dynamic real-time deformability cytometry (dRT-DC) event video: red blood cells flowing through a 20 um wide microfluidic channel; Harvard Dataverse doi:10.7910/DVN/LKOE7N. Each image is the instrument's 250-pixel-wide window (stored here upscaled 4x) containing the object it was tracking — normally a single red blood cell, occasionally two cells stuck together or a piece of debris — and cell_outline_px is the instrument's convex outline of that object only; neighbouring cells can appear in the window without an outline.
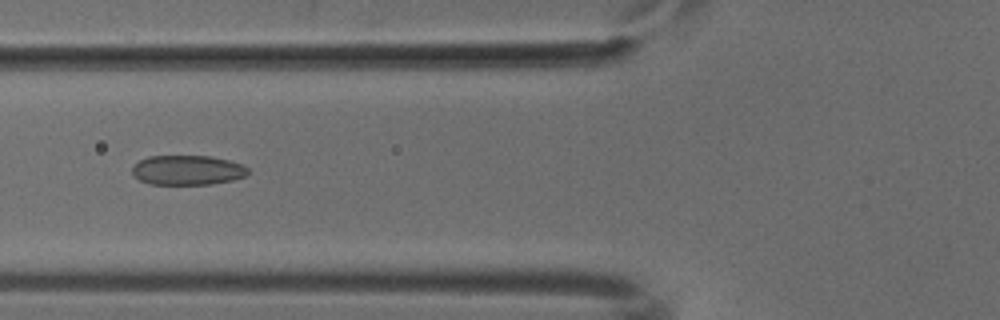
{"species": "common noctule bat (a hibernating species)", "species_latin": "Nyctalus noctula", "temperature_condition": "cold", "stored_images_in_passage": 49, "camera_frame_rate_fps": 3000, "um_per_image_px": 0.085, "animal": {"sex": "male", "body_mass_g": 18.8}, "frame": {"image": 1, "passage_image": 20, "time_ms": 6.333, "image_size_px": [1000, 320], "cell_outline_px": [[248, 172], [244, 176], [232, 180], [212, 184], [152, 184], [140, 180], [132, 172], [132, 168], [140, 160], [148, 156], [208, 156], [228, 160], [244, 164], [248, 168]], "centroid_in_image_um": [15.96, 14.45], "position_along_channel_um": 109.8, "area_um2": 19.88}}
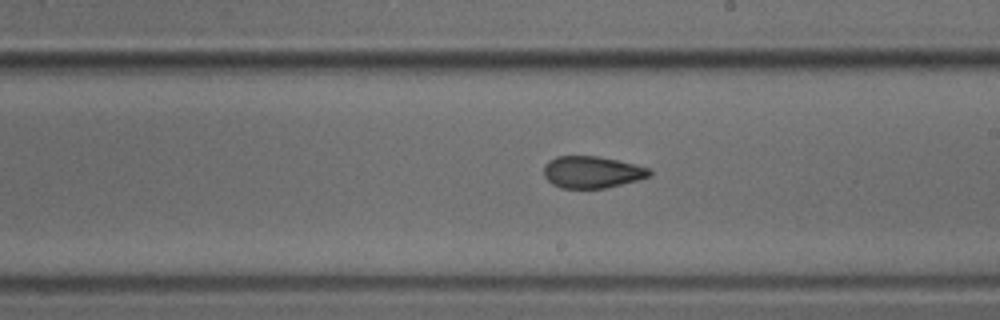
{"frame": {"image": 2, "passage_image": 30, "time_ms": 9.667, "image_size_px": [1000, 320], "cell_outline_px": [[652, 176], [640, 180], [608, 188], [560, 188], [552, 184], [544, 176], [544, 164], [548, 160], [556, 156], [596, 156], [616, 160], [648, 168], [652, 172]], "centroid_in_image_um": [50.31, 14.64], "position_along_channel_um": 238.7, "area_um2": 19.77}}
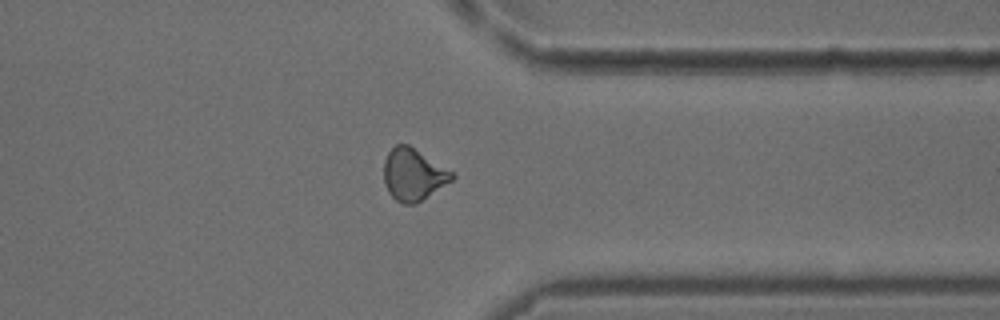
{"frame": {"image": 3, "passage_image": 41, "time_ms": 13.333, "image_size_px": [1000, 320], "cell_outline_px": [[456, 176], [452, 180], [416, 204], [404, 204], [396, 200], [388, 192], [384, 184], [384, 160], [388, 152], [396, 144], [408, 144], [452, 172]], "centroid_in_image_um": [35.1, 14.84], "position_along_channel_um": 376.3, "area_um2": 20.4}}